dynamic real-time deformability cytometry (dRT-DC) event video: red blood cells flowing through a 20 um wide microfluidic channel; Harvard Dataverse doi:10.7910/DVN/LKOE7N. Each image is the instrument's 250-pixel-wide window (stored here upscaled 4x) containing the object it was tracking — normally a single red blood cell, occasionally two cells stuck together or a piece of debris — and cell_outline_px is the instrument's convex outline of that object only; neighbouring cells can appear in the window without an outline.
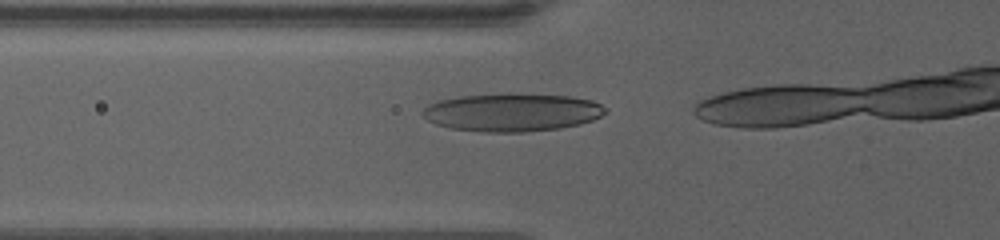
{"species": "human", "species_latin": "Homo sapiens", "temperature_condition": "warm", "stored_images_in_passage": 16, "camera_frame_rate_fps": 3000, "um_per_image_px": 0.085, "donor": {"sex": "female"}, "frame": {"image": 1, "passage_image": 14, "time_ms": 5.333, "image_size_px": [1000, 240], "cell_outline_px": [[608, 112], [592, 120], [580, 124], [560, 128], [524, 132], [484, 132], [452, 128], [436, 124], [428, 120], [420, 112], [428, 104], [440, 100], [460, 96], [508, 92], [516, 92], [568, 96], [592, 100], [608, 108]], "centroid_in_image_um": [43.55, 9.53], "position_along_channel_um": 82.3, "area_um2": 41.04}}